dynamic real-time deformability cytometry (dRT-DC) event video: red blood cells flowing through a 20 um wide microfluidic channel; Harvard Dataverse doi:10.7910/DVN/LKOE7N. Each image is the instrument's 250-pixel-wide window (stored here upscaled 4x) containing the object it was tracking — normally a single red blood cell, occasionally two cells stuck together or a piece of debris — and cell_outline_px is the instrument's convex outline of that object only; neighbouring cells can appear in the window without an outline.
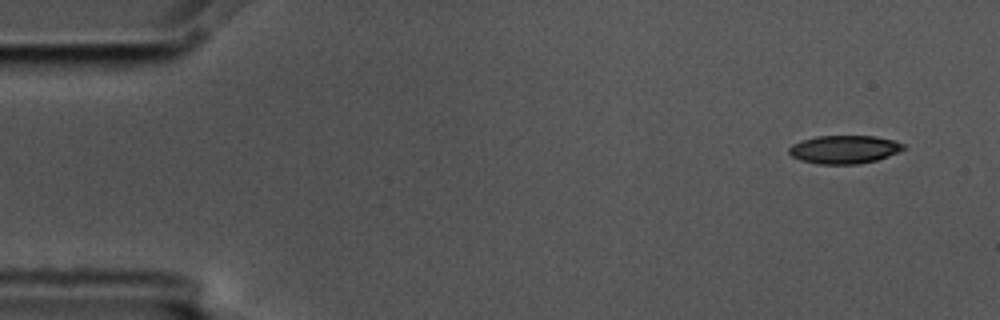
{"species": "common noctule bat (a hibernating species)", "species_latin": "Nyctalus noctula", "temperature_condition": "cold", "stored_images_in_passage": 4, "segment_of_instrument_passage": [1, 2], "camera_frame_rate_fps": 3000, "um_per_image_px": 0.085, "animal": {"sex": "male", "body_mass_g": 17.5, "forearm_length_mm": 52.3}, "frame": {"image": 1, "passage_image": 1, "time_ms": 0.0, "image_size_px": [1000, 320], "cell_outline_px": [[904, 148], [888, 156], [876, 160], [856, 164], [820, 164], [800, 160], [792, 156], [788, 152], [788, 148], [792, 144], [800, 140], [816, 136], [876, 136], [896, 140], [904, 144]], "centroid_in_image_um": [71.73, 12.69], "position_along_channel_um": 13.3, "area_um2": 18.84}}